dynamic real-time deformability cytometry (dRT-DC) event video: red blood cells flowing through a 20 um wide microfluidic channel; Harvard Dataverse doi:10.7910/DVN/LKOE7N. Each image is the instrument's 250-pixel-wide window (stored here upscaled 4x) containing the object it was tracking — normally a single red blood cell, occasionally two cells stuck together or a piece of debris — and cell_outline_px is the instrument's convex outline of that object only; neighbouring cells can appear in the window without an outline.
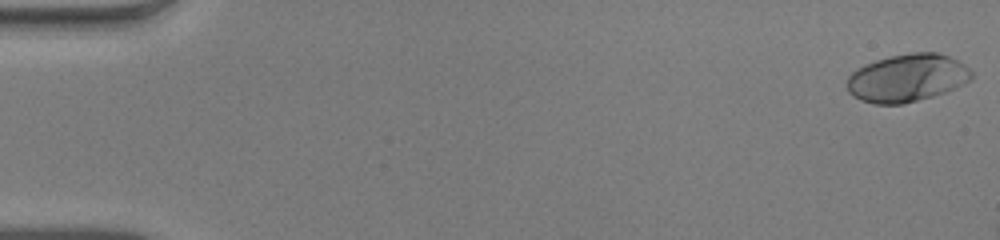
{"species": "human", "species_latin": "Homo sapiens", "temperature_condition": "warm", "stored_images_in_passage": 8, "camera_frame_rate_fps": 3000, "um_per_image_px": 0.085, "donor": {"sex": "male"}, "frame": {"image": 1, "passage_image": 1, "time_ms": 0.0, "image_size_px": [1000, 240], "cell_outline_px": [[972, 80], [964, 84], [944, 92], [932, 96], [904, 104], [876, 104], [860, 100], [852, 96], [848, 92], [844, 84], [848, 76], [856, 68], [864, 64], [888, 56], [912, 52], [940, 52], [964, 64], [972, 72]], "centroid_in_image_um": [77.06, 6.62], "position_along_channel_um": 7.9, "area_um2": 35.03}}